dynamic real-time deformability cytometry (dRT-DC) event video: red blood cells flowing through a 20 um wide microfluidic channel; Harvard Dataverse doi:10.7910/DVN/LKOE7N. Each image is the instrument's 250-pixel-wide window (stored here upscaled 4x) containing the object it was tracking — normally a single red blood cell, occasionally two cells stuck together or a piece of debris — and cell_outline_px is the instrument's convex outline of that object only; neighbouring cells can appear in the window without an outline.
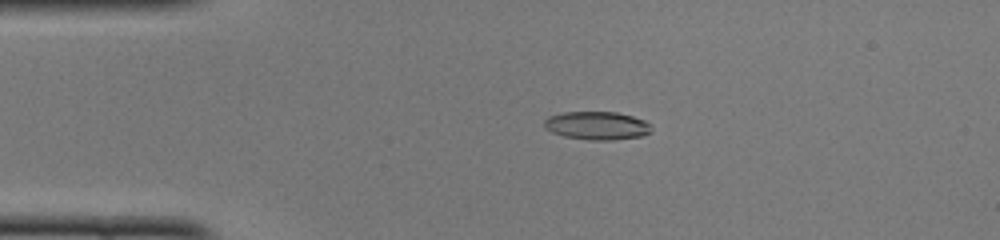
{"species": "common noctule bat (a hibernating species)", "species_latin": "Nyctalus noctula", "temperature_condition": "cold", "stored_images_in_passage": 48, "camera_frame_rate_fps": 3000, "um_per_image_px": 0.085, "animal": {"sex": "female", "body_mass_g": 22.0, "forearm_length_mm": 56.7}, "frame": {"image": 1, "passage_image": 10, "time_ms": 3.0, "image_size_px": [1000, 240], "cell_outline_px": [[652, 132], [644, 136], [612, 140], [588, 140], [564, 136], [552, 132], [544, 128], [544, 120], [548, 116], [564, 112], [616, 112], [632, 116], [644, 120], [648, 124]], "centroid_in_image_um": [50.73, 10.68], "position_along_channel_um": 34.3, "area_um2": 17.69}}
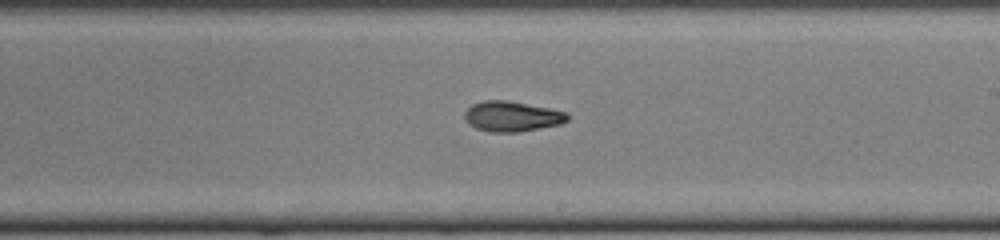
{"frame": {"image": 2, "passage_image": 28, "time_ms": 9.0, "image_size_px": [1000, 240], "cell_outline_px": [[568, 120], [560, 124], [540, 128], [516, 132], [492, 132], [476, 128], [468, 124], [464, 120], [464, 112], [472, 104], [484, 100], [508, 100], [568, 112]], "centroid_in_image_um": [43.49, 9.89], "position_along_channel_um": 245.5, "area_um2": 18.15}}
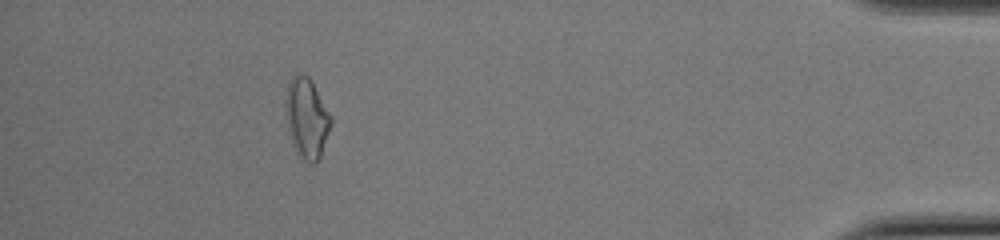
{"frame": {"image": 3, "passage_image": 44, "time_ms": 14.333, "image_size_px": [1000, 240], "cell_outline_px": [[332, 120], [320, 160], [316, 164], [312, 164], [296, 156], [292, 144], [288, 124], [284, 100], [288, 84], [292, 76], [296, 72], [308, 76], [332, 116]], "centroid_in_image_um": [26.07, 10.08], "position_along_channel_um": 409.1, "area_um2": 21.33}, "authors_computed_cell_mechanics": {"area_um2": 17.8602, "velocity_mm_per_s": 4.1146, "shape_relaxation_time_tau1_ms": 7.3852, "shape_relaxation_time_tau2_ms": 3.0903, "deformation_change_tau1": 0.2262, "deformation_change_tau2": 0.1034}}